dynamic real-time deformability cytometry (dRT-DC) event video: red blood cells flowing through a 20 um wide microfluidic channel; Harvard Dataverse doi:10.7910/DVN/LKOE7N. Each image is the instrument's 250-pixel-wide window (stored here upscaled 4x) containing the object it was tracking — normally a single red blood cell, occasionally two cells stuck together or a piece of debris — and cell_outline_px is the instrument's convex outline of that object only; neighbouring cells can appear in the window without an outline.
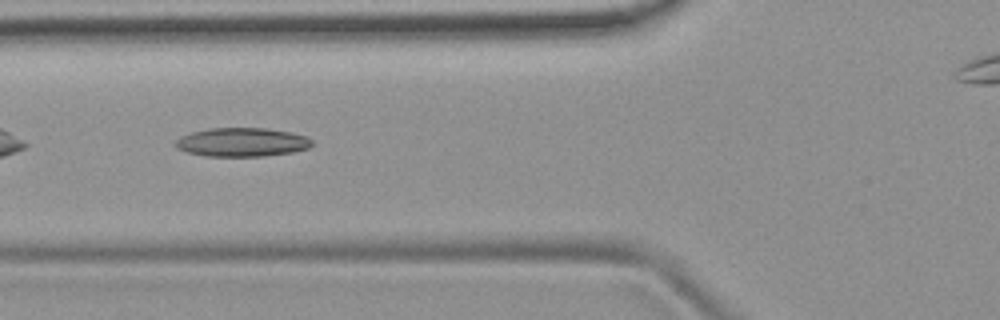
{"species": "common noctule bat (a hibernating species)", "species_latin": "Nyctalus noctula", "temperature_condition": "room temperature", "stored_images_in_passage": 7, "segment_of_instrument_passage": [1, 2], "camera_frame_rate_fps": 3000, "um_per_image_px": 0.085, "animal": {"sex": "female", "body_mass_g": 19.9}, "frame": {"image": 1, "passage_image": 5, "time_ms": 4.667, "image_size_px": [1000, 320], "cell_outline_px": [[312, 144], [308, 148], [292, 152], [264, 156], [204, 156], [188, 152], [176, 148], [172, 144], [180, 136], [192, 132], [208, 128], [264, 128], [288, 132], [304, 136], [312, 140]], "centroid_in_image_um": [20.5, 12.09], "position_along_channel_um": 105.3, "area_um2": 22.83}}
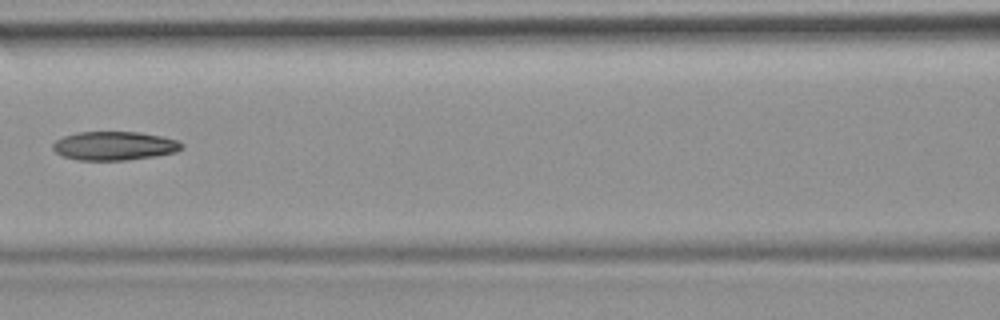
{"frame": {"image": 2, "passage_image": 6, "time_ms": 6.0, "image_size_px": [1000, 320], "cell_outline_px": [[184, 148], [176, 152], [156, 156], [124, 160], [76, 160], [64, 156], [56, 152], [52, 148], [52, 144], [56, 140], [64, 136], [76, 132], [140, 132], [160, 136], [176, 140], [184, 144]], "centroid_in_image_um": [9.72, 12.39], "position_along_channel_um": 156.9, "area_um2": 21.62}}